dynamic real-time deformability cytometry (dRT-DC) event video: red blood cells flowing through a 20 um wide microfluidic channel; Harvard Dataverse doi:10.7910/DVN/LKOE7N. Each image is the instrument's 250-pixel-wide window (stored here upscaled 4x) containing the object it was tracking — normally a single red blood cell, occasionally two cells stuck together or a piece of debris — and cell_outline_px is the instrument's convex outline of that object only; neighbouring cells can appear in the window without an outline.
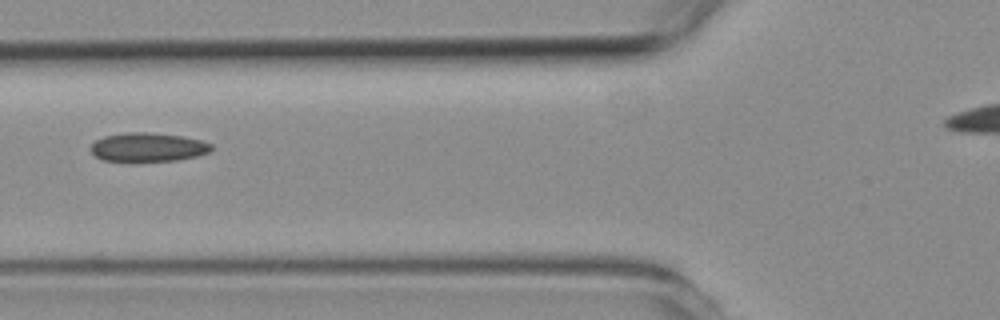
{"species": "common noctule bat (a hibernating species)", "species_latin": "Nyctalus noctula", "temperature_condition": "room temperature", "stored_images_in_passage": 6, "camera_frame_rate_fps": 3000, "um_per_image_px": 0.085, "animal": {"sex": "female", "body_mass_g": 19.3, "forearm_length_mm": 54.1}, "frame": {"image": 1, "passage_image": 6, "time_ms": 5.667, "image_size_px": [1000, 320], "cell_outline_px": [[212, 148], [208, 152], [196, 156], [176, 160], [132, 164], [104, 160], [96, 156], [92, 152], [92, 144], [96, 140], [104, 136], [128, 132], [148, 132], [184, 136], [200, 140], [212, 144]], "centroid_in_image_um": [12.55, 12.55], "position_along_channel_um": 113.2, "area_um2": 20.87}}